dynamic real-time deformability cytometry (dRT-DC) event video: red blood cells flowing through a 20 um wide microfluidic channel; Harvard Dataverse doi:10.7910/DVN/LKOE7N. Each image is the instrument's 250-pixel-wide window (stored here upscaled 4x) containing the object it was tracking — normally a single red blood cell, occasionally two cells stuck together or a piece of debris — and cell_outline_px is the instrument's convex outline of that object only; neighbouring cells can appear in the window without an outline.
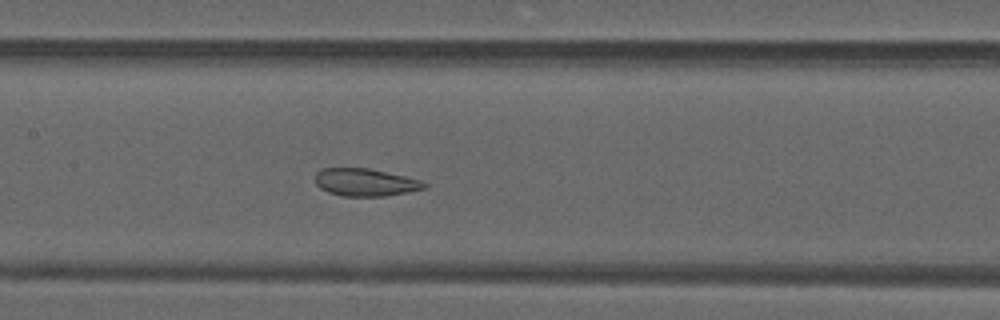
{"species": "common noctule bat (a hibernating species)", "species_latin": "Nyctalus noctula", "temperature_condition": "warm", "stored_images_in_passage": 38, "camera_frame_rate_fps": 3000, "um_per_image_px": 0.085, "animal": {"sex": "male", "forearm_length_mm": 52.5}, "frame": {"image": 1, "passage_image": 19, "time_ms": 6.0, "image_size_px": [1000, 320], "cell_outline_px": [[428, 184], [424, 188], [408, 192], [384, 196], [340, 196], [328, 192], [320, 188], [316, 184], [316, 172], [320, 168], [368, 168], [404, 176], [420, 180]], "centroid_in_image_um": [31.02, 15.5], "position_along_channel_um": 176.4, "area_um2": 17.46}}
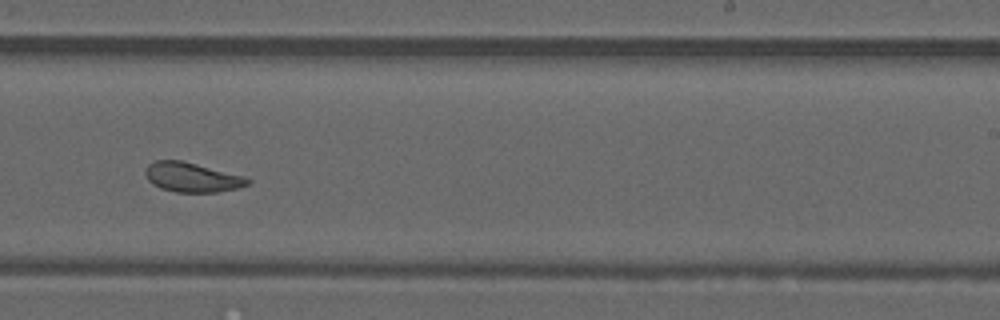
{"frame": {"image": 2, "passage_image": 26, "time_ms": 8.333, "image_size_px": [1000, 320], "cell_outline_px": [[252, 180], [248, 184], [236, 188], [216, 192], [176, 192], [160, 188], [152, 184], [148, 180], [144, 172], [148, 164], [156, 160], [180, 160], [244, 176]], "centroid_in_image_um": [16.28, 15.07], "position_along_channel_um": 272.7, "area_um2": 17.46}}
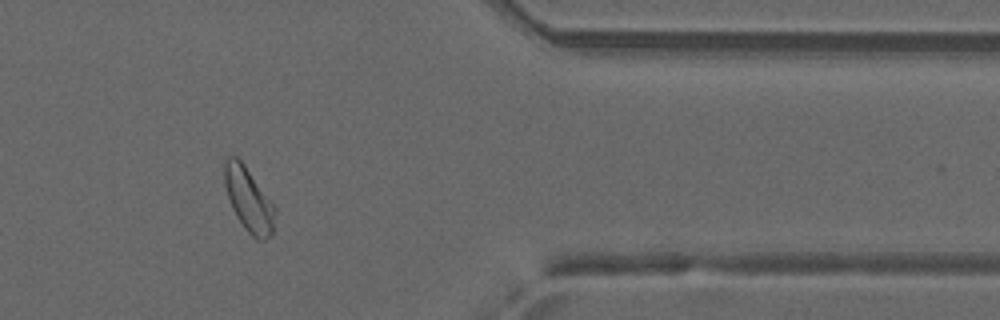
{"frame": {"image": 3, "passage_image": 36, "time_ms": 11.667, "image_size_px": [1000, 320], "cell_outline_px": [[276, 212], [272, 232], [264, 240], [256, 240], [244, 228], [236, 216], [232, 208], [224, 184], [224, 160], [228, 156], [236, 156], [244, 164], [276, 208]], "centroid_in_image_um": [21.12, 16.96], "position_along_channel_um": 390.3, "area_um2": 18.67}, "authors_computed_cell_mechanics": {"area_um2": 18.6405, "velocity_mm_per_s": 4.1439, "shape_relaxation_time_tau1_ms": null, "shape_relaxation_time_tau2_ms": 1.2357, "deformation_change_tau1": null, "deformation_change_tau2": 0.0642}}